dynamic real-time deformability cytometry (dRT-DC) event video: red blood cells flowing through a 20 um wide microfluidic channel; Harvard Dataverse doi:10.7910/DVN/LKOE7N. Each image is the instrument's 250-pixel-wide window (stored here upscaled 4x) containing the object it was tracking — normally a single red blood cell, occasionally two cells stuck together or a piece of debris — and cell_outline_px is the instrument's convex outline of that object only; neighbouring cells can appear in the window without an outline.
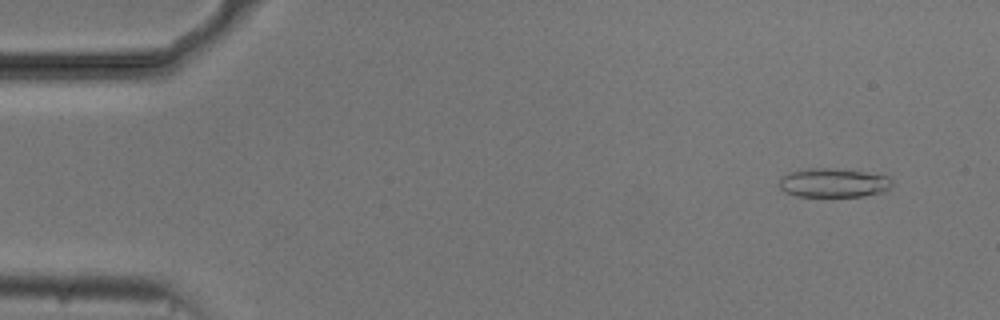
{"species": "common noctule bat (a hibernating species)", "species_latin": "Nyctalus noctula", "temperature_condition": "cold", "stored_images_in_passage": 54, "camera_frame_rate_fps": 3000, "um_per_image_px": 0.085, "animal": {"sex": "male", "body_mass_g": 20.5, "forearm_length_mm": 52.5}, "frame": {"image": 1, "passage_image": 4, "time_ms": 1.0, "image_size_px": [1000, 320], "cell_outline_px": [[892, 188], [880, 192], [864, 196], [796, 196], [784, 192], [780, 188], [780, 176], [792, 172], [808, 168], [828, 168], [864, 172], [888, 176], [892, 180]], "centroid_in_image_um": [70.84, 15.54], "position_along_channel_um": 14.2, "area_um2": 18.96}}
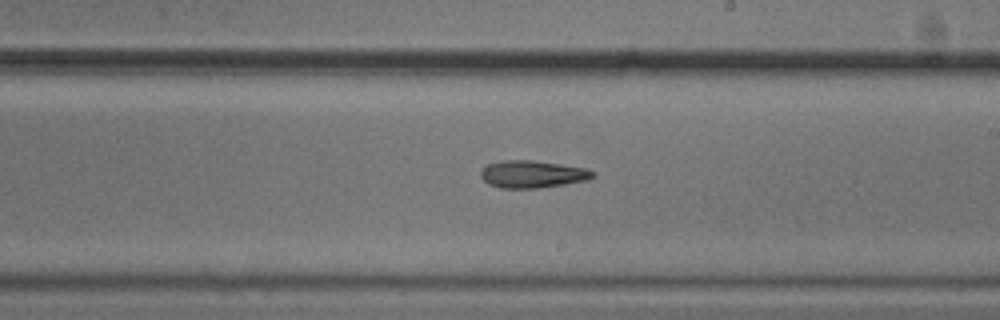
{"frame": {"image": 2, "passage_image": 31, "time_ms": 10.0, "image_size_px": [1000, 320], "cell_outline_px": [[596, 176], [588, 180], [564, 184], [536, 188], [500, 188], [488, 184], [480, 176], [480, 172], [488, 164], [500, 160], [532, 160], [560, 164], [584, 168], [596, 172]], "centroid_in_image_um": [45.25, 14.8], "position_along_channel_um": 243.7, "area_um2": 17.86}}
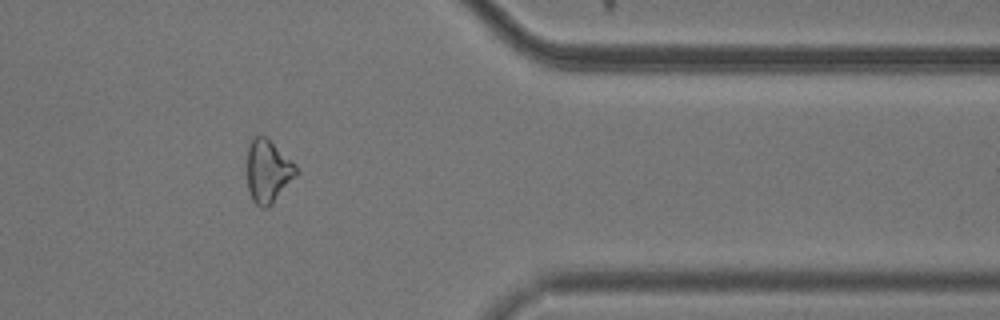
{"frame": {"image": 3, "passage_image": 44, "time_ms": 14.333, "image_size_px": [1000, 320], "cell_outline_px": [[296, 176], [272, 204], [268, 208], [260, 208], [252, 200], [248, 188], [248, 144], [252, 136], [264, 136], [296, 164]], "centroid_in_image_um": [22.76, 14.57], "position_along_channel_um": 388.6, "area_um2": 17.8}, "authors_computed_cell_mechanics": {"area_um2": 18.4382, "velocity_mm_per_s": 3.7567, "shape_relaxation_time_tau1_ms": null, "shape_relaxation_time_tau2_ms": 6.3741, "deformation_change_tau1": null, "deformation_change_tau2": 0.1922}}